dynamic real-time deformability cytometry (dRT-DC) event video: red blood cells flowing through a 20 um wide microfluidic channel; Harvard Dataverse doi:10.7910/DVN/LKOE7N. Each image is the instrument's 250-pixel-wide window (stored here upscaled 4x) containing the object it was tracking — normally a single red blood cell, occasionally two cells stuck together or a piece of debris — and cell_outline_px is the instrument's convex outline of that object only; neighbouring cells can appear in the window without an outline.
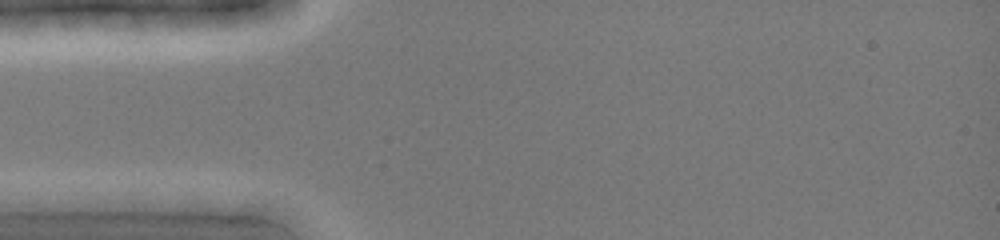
{"species": "common noctule bat (a hibernating species)", "species_latin": "Nyctalus noctula", "temperature_condition": "cold", "stored_images_in_passage": 1, "camera_frame_rate_fps": 3000, "um_per_image_px": 0.085, "animal": {"sex": "female", "body_mass_g": 19.0, "forearm_length_mm": 51.5}, "frame": {"image": 1, "passage_image": 1, "time_ms": 0.0, "image_size_px": [1000, 240], "cell_outline_px": [[272, 200], [240, 216], [216, 216], [148, 200], [176, 192], [192, 192], [264, 196]], "centroid_in_image_um": [18.17, 17.23], "position_along_channel_um": 66.8, "area_um2": 13.53}}